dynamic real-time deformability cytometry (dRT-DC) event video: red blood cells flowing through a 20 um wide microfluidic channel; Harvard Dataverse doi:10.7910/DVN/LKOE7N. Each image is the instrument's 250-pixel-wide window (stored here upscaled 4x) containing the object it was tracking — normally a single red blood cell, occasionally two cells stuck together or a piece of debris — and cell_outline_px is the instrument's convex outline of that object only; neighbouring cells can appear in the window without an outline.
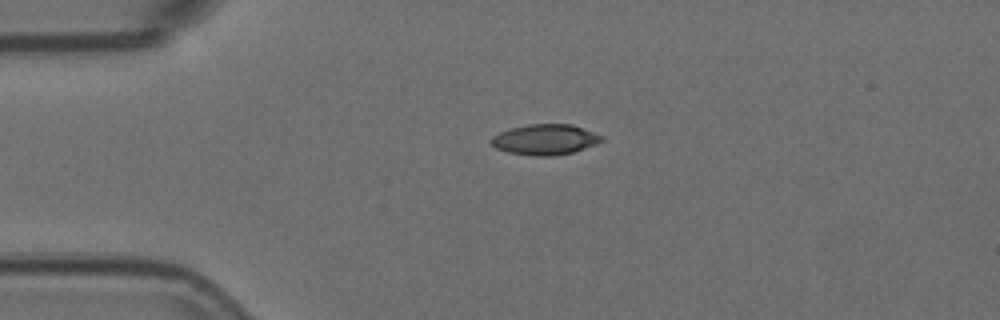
{"species": "Egyptian fruit bat (a non-hibernating species)", "species_latin": "Rousettus aegyptiacus", "temperature_condition": "room temperature", "stored_images_in_passage": 2, "camera_frame_rate_fps": 3000, "um_per_image_px": 0.085, "animal": {"sex": "female"}, "frame": {"image": 1, "passage_image": 1, "time_ms": 0.0, "image_size_px": [1000, 320], "cell_outline_px": [[604, 140], [596, 144], [572, 152], [556, 156], [532, 156], [508, 152], [496, 148], [488, 140], [492, 136], [500, 132], [512, 128], [528, 124], [572, 124], [604, 136]], "centroid_in_image_um": [46.33, 11.86], "position_along_channel_um": 38.7, "area_um2": 19.71}}